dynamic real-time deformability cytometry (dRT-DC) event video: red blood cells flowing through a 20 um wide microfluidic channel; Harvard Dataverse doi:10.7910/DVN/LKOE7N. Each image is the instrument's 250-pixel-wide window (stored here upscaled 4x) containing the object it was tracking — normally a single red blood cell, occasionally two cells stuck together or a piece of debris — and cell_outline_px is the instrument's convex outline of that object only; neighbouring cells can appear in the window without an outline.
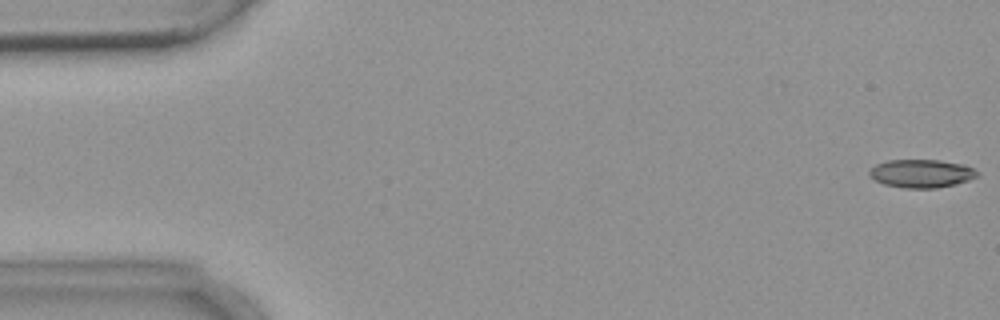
{"species": "common noctule bat (a hibernating species)", "species_latin": "Nyctalus noctula", "temperature_condition": "warm", "stored_images_in_passage": 6, "camera_frame_rate_fps": 3000, "um_per_image_px": 0.085, "animal": {"sex": "female", "body_mass_g": 18.4}, "frame": {"image": 1, "passage_image": 1, "time_ms": 0.0, "image_size_px": [1000, 320], "cell_outline_px": [[980, 176], [956, 184], [936, 188], [904, 188], [884, 184], [868, 176], [868, 172], [876, 164], [888, 160], [940, 160], [964, 164], [980, 172]], "centroid_in_image_um": [78.35, 14.74], "position_along_channel_um": 6.7, "area_um2": 17.86}}
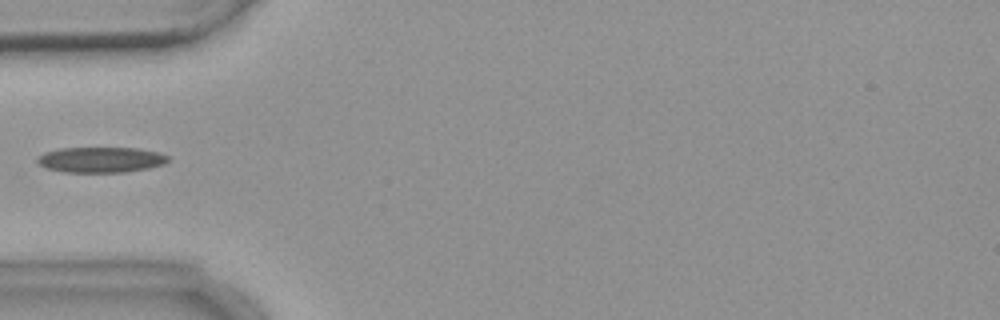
{"frame": {"image": 2, "passage_image": 6, "time_ms": 5.667, "image_size_px": [1000, 320], "cell_outline_px": [[168, 160], [164, 164], [148, 168], [124, 172], [64, 172], [44, 168], [36, 160], [36, 156], [44, 152], [60, 148], [136, 148], [156, 152], [168, 156]], "centroid_in_image_um": [8.51, 13.58], "position_along_channel_um": 76.5, "area_um2": 19.42}}